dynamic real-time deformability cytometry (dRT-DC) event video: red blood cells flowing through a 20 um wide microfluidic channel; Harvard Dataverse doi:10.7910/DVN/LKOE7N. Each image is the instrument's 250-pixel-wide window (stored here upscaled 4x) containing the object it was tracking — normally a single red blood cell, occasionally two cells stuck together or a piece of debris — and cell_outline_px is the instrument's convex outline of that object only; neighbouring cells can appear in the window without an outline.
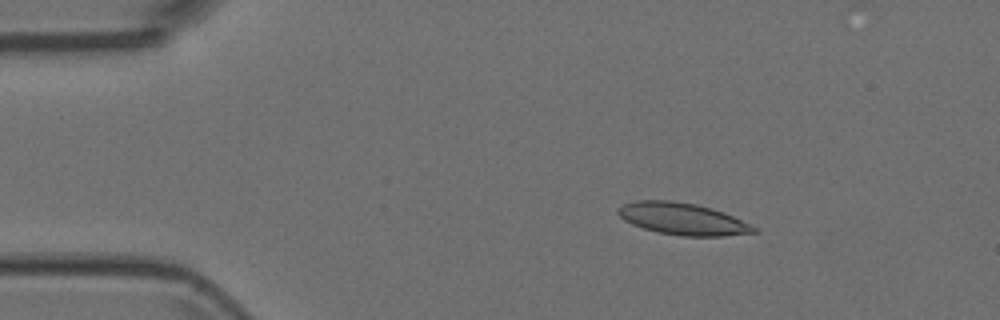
{"species": "Egyptian fruit bat (a non-hibernating species)", "species_latin": "Rousettus aegyptiacus", "temperature_condition": "room temperature", "stored_images_in_passage": 5, "camera_frame_rate_fps": 3000, "um_per_image_px": 0.085, "animal": {"sex": "female"}, "frame": {"image": 1, "passage_image": 3, "time_ms": 0.667, "image_size_px": [1000, 320], "cell_outline_px": [[760, 232], [724, 236], [680, 236], [656, 232], [632, 224], [624, 220], [616, 212], [616, 208], [624, 204], [636, 200], [668, 200], [696, 204], [724, 212], [760, 228]], "centroid_in_image_um": [58.05, 18.61], "position_along_channel_um": 27.0, "area_um2": 25.49}}